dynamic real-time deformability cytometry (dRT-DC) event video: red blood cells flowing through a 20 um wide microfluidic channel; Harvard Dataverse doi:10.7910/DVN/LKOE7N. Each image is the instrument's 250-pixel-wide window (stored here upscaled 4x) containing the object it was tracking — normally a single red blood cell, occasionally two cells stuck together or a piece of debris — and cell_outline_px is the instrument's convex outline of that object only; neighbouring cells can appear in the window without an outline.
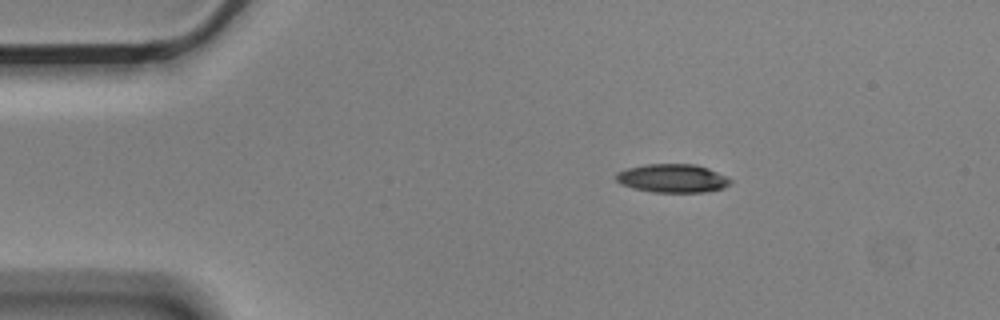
{"species": "Egyptian fruit bat (a non-hibernating species)", "species_latin": "Rousettus aegyptiacus", "temperature_condition": "cold", "stored_images_in_passage": 4, "camera_frame_rate_fps": 3000, "um_per_image_px": 0.085, "animal": {"sex": "male"}, "frame": {"image": 1, "passage_image": 2, "time_ms": 0.333, "image_size_px": [1000, 320], "cell_outline_px": [[732, 184], [724, 188], [704, 192], [652, 192], [632, 188], [620, 184], [616, 180], [616, 172], [628, 168], [644, 164], [696, 164], [708, 168], [732, 180]], "centroid_in_image_um": [57.15, 15.16], "position_along_channel_um": 27.9, "area_um2": 19.07}}
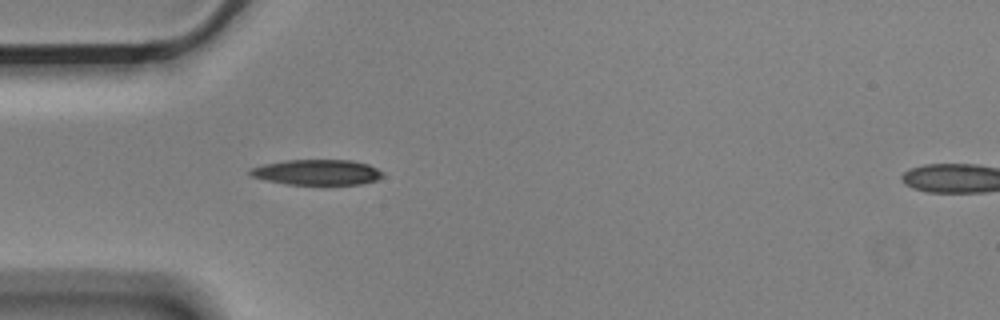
{"frame": {"image": 2, "passage_image": 4, "time_ms": 1.0, "image_size_px": [1000, 320], "cell_outline_px": [[384, 176], [376, 180], [360, 184], [288, 184], [268, 180], [252, 176], [248, 172], [252, 168], [264, 164], [284, 160], [352, 160], [368, 164], [384, 172]], "centroid_in_image_um": [26.99, 14.63], "position_along_channel_um": 58.0, "area_um2": 19.48}}